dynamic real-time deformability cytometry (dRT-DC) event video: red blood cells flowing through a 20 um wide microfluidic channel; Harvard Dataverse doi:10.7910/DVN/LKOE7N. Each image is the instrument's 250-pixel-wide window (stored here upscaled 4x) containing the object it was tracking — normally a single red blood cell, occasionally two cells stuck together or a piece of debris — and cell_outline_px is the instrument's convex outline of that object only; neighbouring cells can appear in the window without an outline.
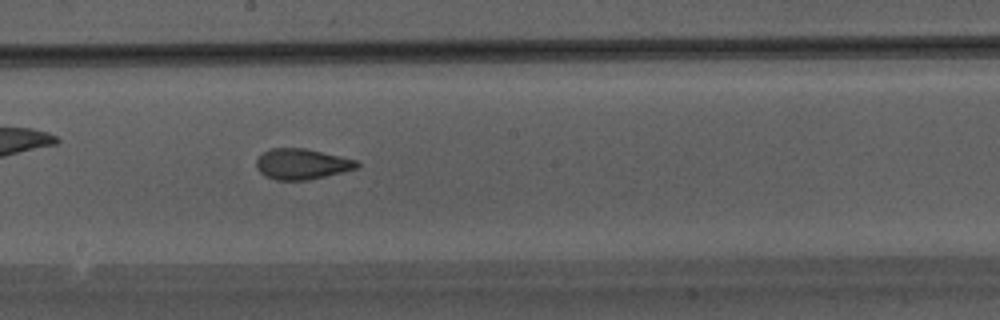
{"species": "Egyptian fruit bat (a non-hibernating species)", "species_latin": "Rousettus aegyptiacus", "temperature_condition": "warm", "stored_images_in_passage": 29, "camera_frame_rate_fps": 3000, "um_per_image_px": 0.085, "animal": {"sex": "male"}, "frame": {"image": 1, "passage_image": 20, "time_ms": 6.333, "image_size_px": [1000, 320], "cell_outline_px": [[360, 168], [308, 180], [276, 180], [264, 176], [256, 168], [256, 160], [264, 152], [272, 148], [304, 148], [340, 156], [356, 160], [360, 164]], "centroid_in_image_um": [25.66, 13.95], "position_along_channel_um": 222.5, "area_um2": 17.98}}